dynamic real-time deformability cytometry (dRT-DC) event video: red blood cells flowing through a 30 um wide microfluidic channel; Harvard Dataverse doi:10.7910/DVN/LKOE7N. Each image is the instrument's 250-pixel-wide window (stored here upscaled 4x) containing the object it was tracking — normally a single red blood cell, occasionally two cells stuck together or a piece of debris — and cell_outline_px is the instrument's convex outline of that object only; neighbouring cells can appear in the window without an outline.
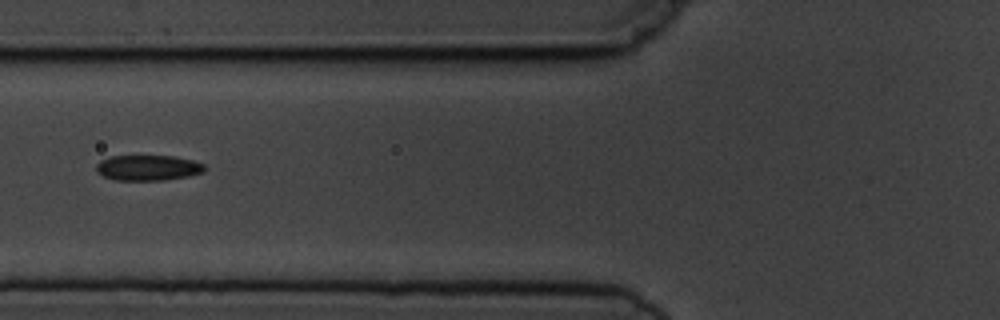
{"species": "common noctule bat (a hibernating species)", "species_latin": "Nyctalus noctula", "temperature_condition": "cold", "stored_images_in_passage": 9, "camera_frame_rate_fps": 3000, "um_per_image_px": 0.085, "animal": {"sex": "male", "body_mass_g": 19.5, "forearm_length_mm": 54.6}, "frame": {"image": 1, "passage_image": 6, "time_ms": 6.333, "image_size_px": [1000, 320], "cell_outline_px": [[208, 168], [204, 172], [188, 176], [164, 180], [116, 180], [104, 176], [96, 172], [96, 164], [100, 160], [112, 156], [172, 156], [192, 160], [204, 164]], "centroid_in_image_um": [12.59, 14.26], "position_along_channel_um": 113.2, "area_um2": 16.13}}
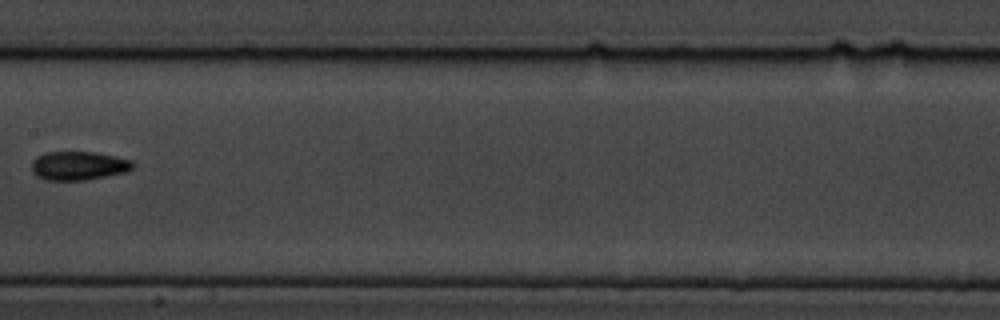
{"frame": {"image": 2, "passage_image": 8, "time_ms": 8.667, "image_size_px": [1000, 320], "cell_outline_px": [[136, 164], [132, 168], [124, 172], [84, 180], [44, 180], [36, 176], [32, 172], [32, 160], [36, 156], [44, 152], [96, 152], [132, 160]], "centroid_in_image_um": [6.64, 14.08], "position_along_channel_um": 200.8, "area_um2": 16.99}}
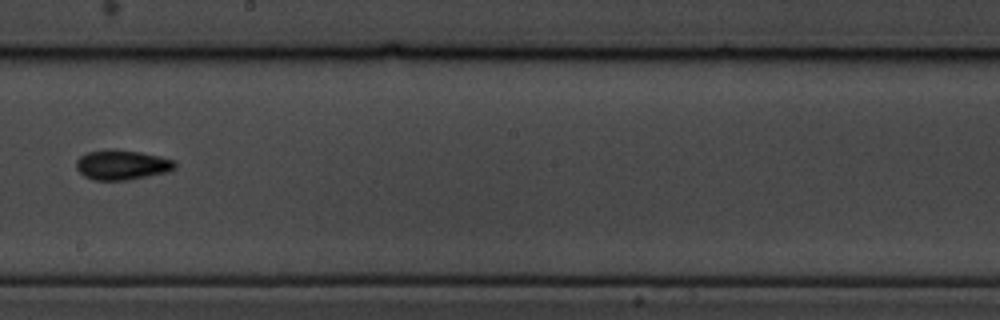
{"frame": {"image": 3, "passage_image": 9, "time_ms": 9.667, "image_size_px": [1000, 320], "cell_outline_px": [[176, 168], [168, 172], [128, 180], [92, 180], [84, 176], [76, 168], [76, 160], [80, 156], [88, 152], [140, 152], [172, 160], [176, 164]], "centroid_in_image_um": [10.36, 14.07], "position_along_channel_um": 237.8, "area_um2": 16.42}}